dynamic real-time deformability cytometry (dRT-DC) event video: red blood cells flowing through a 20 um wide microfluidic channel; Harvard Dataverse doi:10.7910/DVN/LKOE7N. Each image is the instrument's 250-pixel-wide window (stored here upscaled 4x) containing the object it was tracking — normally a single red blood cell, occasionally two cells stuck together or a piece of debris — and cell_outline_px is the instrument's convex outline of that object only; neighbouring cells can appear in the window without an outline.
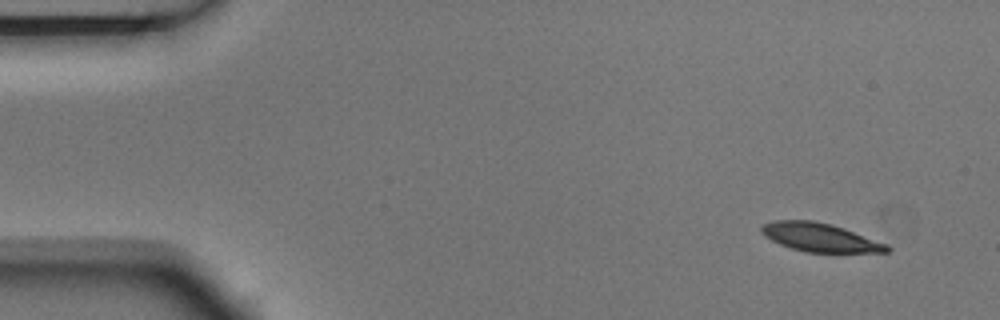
{"species": "Egyptian fruit bat (a non-hibernating species)", "species_latin": "Rousettus aegyptiacus", "temperature_condition": "room temperature", "stored_images_in_passage": 4, "camera_frame_rate_fps": 3000, "um_per_image_px": 0.085, "animal": {"sex": "male"}, "frame": {"image": 1, "passage_image": 1, "time_ms": 0.0, "image_size_px": [1000, 320], "cell_outline_px": [[892, 248], [888, 252], [804, 252], [780, 244], [764, 236], [760, 232], [760, 228], [764, 224], [776, 220], [812, 220], [832, 224], [844, 228], [888, 244]], "centroid_in_image_um": [69.71, 20.17], "position_along_channel_um": 15.3, "area_um2": 20.87}}
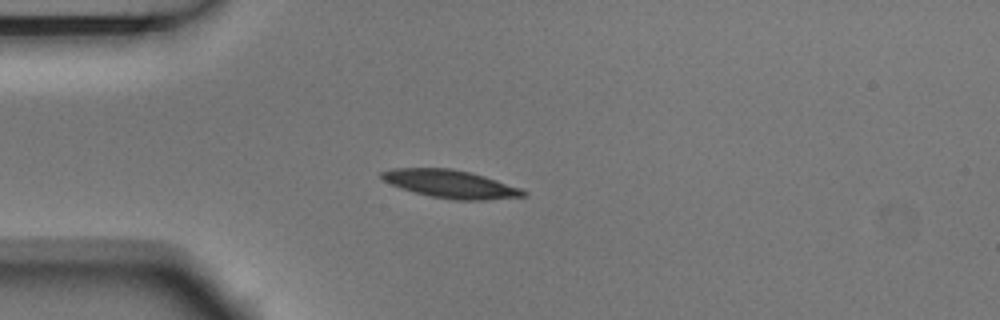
{"frame": {"image": 2, "passage_image": 4, "time_ms": 1.0, "image_size_px": [1000, 320], "cell_outline_px": [[528, 196], [488, 200], [452, 200], [432, 196], [400, 188], [384, 180], [380, 176], [380, 172], [392, 168], [452, 168], [484, 176], [520, 188], [528, 192]], "centroid_in_image_um": [38.32, 15.64], "position_along_channel_um": 46.7, "area_um2": 23.0}}